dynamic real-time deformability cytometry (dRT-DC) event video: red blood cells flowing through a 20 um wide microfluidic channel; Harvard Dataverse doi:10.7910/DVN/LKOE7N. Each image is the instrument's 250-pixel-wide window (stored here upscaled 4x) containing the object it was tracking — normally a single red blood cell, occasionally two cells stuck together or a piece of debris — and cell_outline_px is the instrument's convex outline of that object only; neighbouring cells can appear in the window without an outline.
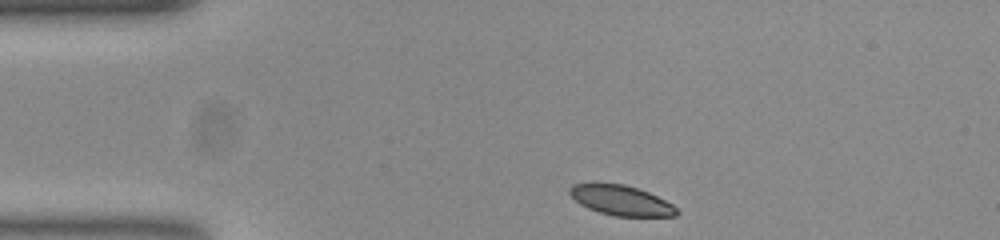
{"species": "common noctule bat (a hibernating species)", "species_latin": "Nyctalus noctula", "temperature_condition": "room temperature", "stored_images_in_passage": 36, "camera_frame_rate_fps": 3000, "um_per_image_px": 0.085, "animal": {"sex": "female", "body_mass_g": 23.0, "forearm_length_mm": 53.4}, "frame": {"image": 1, "passage_image": 1, "time_ms": 0.0, "image_size_px": [1000, 240], "cell_outline_px": [[680, 212], [676, 216], [616, 216], [600, 212], [588, 208], [580, 204], [568, 192], [568, 188], [572, 184], [624, 184], [648, 192], [672, 204]], "centroid_in_image_um": [52.8, 17.04], "position_along_channel_um": 32.2, "area_um2": 18.38}}
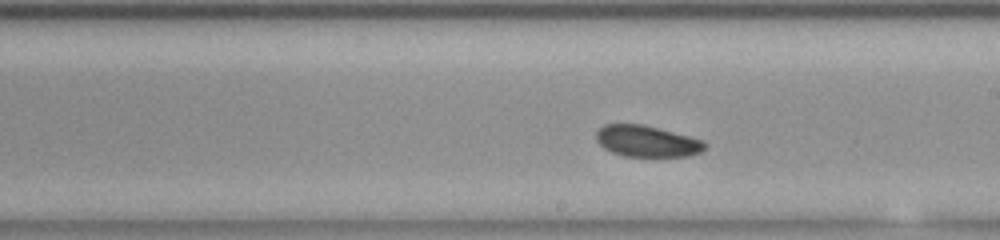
{"frame": {"image": 2, "passage_image": 21, "time_ms": 6.667, "image_size_px": [1000, 240], "cell_outline_px": [[708, 144], [700, 152], [688, 156], [624, 156], [612, 152], [604, 148], [596, 140], [596, 132], [604, 124], [644, 124], [660, 128], [704, 140]], "centroid_in_image_um": [54.99, 11.99], "position_along_channel_um": 234.0, "area_um2": 19.88}}
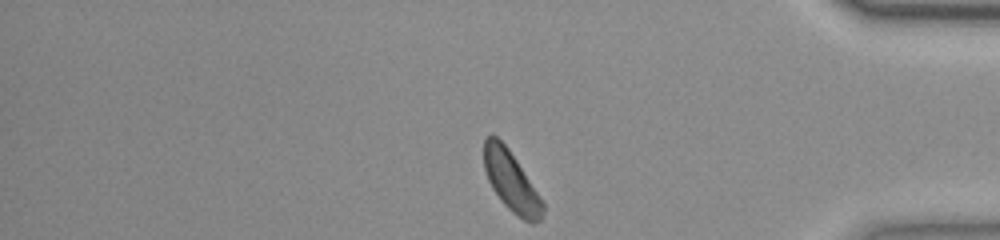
{"frame": {"image": 3, "passage_image": 36, "time_ms": 11.667, "image_size_px": [1000, 240], "cell_outline_px": [[544, 208], [540, 220], [532, 224], [524, 220], [512, 212], [504, 204], [492, 188], [488, 180], [484, 168], [484, 140], [488, 136], [496, 136], [508, 148], [540, 196], [544, 204]], "centroid_in_image_um": [43.45, 15.43], "position_along_channel_um": 391.8, "area_um2": 20.23}, "authors_computed_cell_mechanics": {"area_um2": 20.3456, "velocity_mm_per_s": 3.7113, "shape_relaxation_time_tau1_ms": 2.1924, "shape_relaxation_time_tau2_ms": null, "deformation_change_tau1": 0.0474, "deformation_change_tau2": null}}